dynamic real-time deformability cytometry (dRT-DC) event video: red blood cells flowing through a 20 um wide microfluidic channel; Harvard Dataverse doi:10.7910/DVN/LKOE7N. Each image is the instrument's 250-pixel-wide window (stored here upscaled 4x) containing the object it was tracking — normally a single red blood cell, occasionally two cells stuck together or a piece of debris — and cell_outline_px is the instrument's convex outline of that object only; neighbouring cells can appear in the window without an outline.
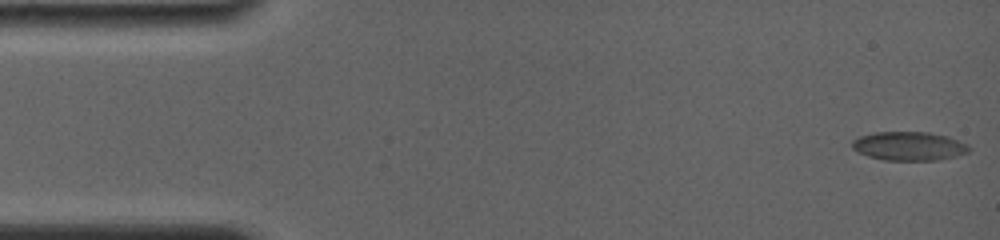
{"species": "common noctule bat (a hibernating species)", "species_latin": "Nyctalus noctula", "temperature_condition": "room temperature", "stored_images_in_passage": 52, "camera_frame_rate_fps": 4000, "um_per_image_px": 0.085, "animal": {"sex": "female", "body_mass_g": 19.0, "forearm_length_mm": 56.7}, "frame": {"image": 1, "passage_image": 1, "time_ms": 0.0, "image_size_px": [1000, 240], "cell_outline_px": [[972, 148], [968, 152], [956, 156], [940, 160], [884, 160], [868, 156], [852, 148], [852, 140], [860, 136], [876, 132], [928, 132], [948, 136], [968, 144]], "centroid_in_image_um": [77.3, 12.42], "position_along_channel_um": 7.7, "area_um2": 19.65}}
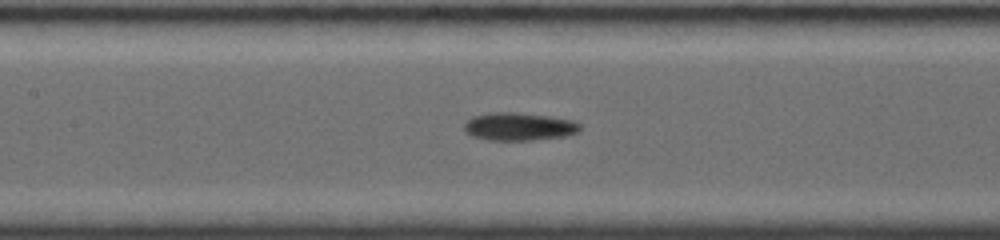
{"frame": {"image": 2, "passage_image": 22, "time_ms": 7.25, "image_size_px": [1000, 240], "cell_outline_px": [[580, 128], [576, 132], [564, 136], [532, 140], [488, 140], [472, 136], [464, 128], [464, 124], [472, 116], [492, 112], [516, 112], [552, 116], [572, 120], [580, 124]], "centroid_in_image_um": [44.1, 10.75], "position_along_channel_um": 163.3, "area_um2": 18.79}}
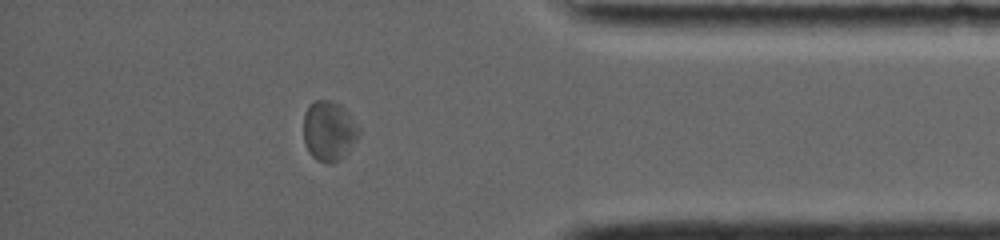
{"frame": {"image": 3, "passage_image": 44, "time_ms": 14.0, "image_size_px": [1000, 240], "cell_outline_px": [[360, 132], [356, 140], [344, 156], [340, 160], [332, 164], [328, 164], [316, 160], [308, 152], [304, 140], [304, 116], [308, 104], [316, 100], [332, 100], [340, 104], [348, 112], [360, 128]], "centroid_in_image_um": [27.96, 11.13], "position_along_channel_um": 407.2, "area_um2": 19.54}, "authors_computed_cell_mechanics": {"area_um2": 18.6405, "velocity_mm_per_s": 3.8145, "shape_relaxation_time_tau1_ms": 6.3007, "shape_relaxation_time_tau2_ms": 4.1338, "deformation_change_tau1": 0.124, "deformation_change_tau2": 0.0799}}